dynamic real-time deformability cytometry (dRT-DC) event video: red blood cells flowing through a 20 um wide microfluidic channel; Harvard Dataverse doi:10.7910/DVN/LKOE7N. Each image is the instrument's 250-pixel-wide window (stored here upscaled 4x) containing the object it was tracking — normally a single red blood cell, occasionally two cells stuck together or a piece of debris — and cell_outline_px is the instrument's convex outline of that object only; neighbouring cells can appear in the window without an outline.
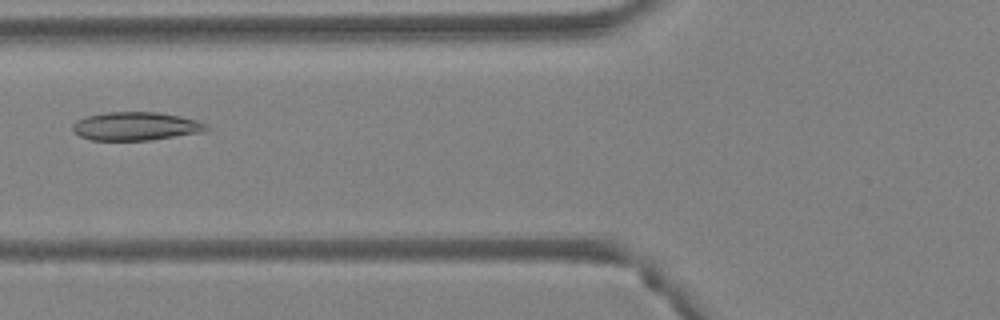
{"species": "Egyptian fruit bat (a non-hibernating species)", "species_latin": "Rousettus aegyptiacus", "temperature_condition": "warm", "stored_images_in_passage": 45, "camera_frame_rate_fps": 3000, "um_per_image_px": 0.085, "animal": {"sex": "female"}, "frame": {"image": 1, "passage_image": 16, "time_ms": 5.0, "image_size_px": [1000, 320], "cell_outline_px": [[212, 128], [204, 132], [152, 140], [92, 140], [80, 136], [72, 128], [72, 124], [76, 120], [84, 116], [108, 112], [156, 112], [180, 116], [196, 120], [208, 124]], "centroid_in_image_um": [11.58, 10.73], "position_along_channel_um": 114.2, "area_um2": 22.31}}
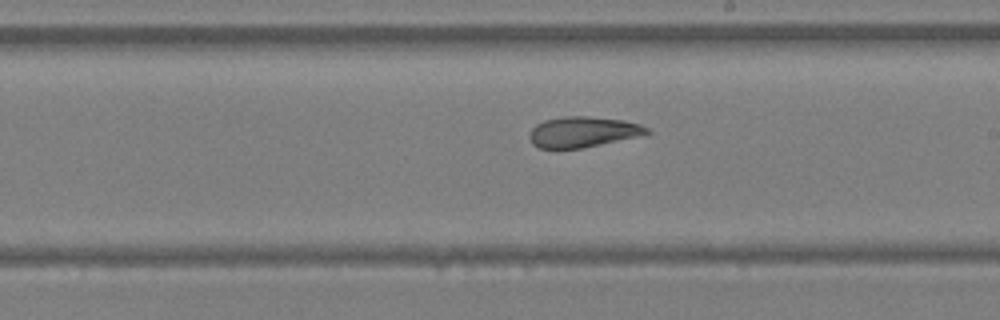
{"frame": {"image": 2, "passage_image": 25, "time_ms": 8.0, "image_size_px": [1000, 320], "cell_outline_px": [[652, 132], [648, 136], [580, 148], [540, 148], [532, 144], [528, 136], [532, 128], [536, 124], [544, 120], [560, 116], [588, 116], [624, 120], [640, 124], [648, 128]], "centroid_in_image_um": [49.62, 11.21], "position_along_channel_um": 239.4, "area_um2": 21.44}}
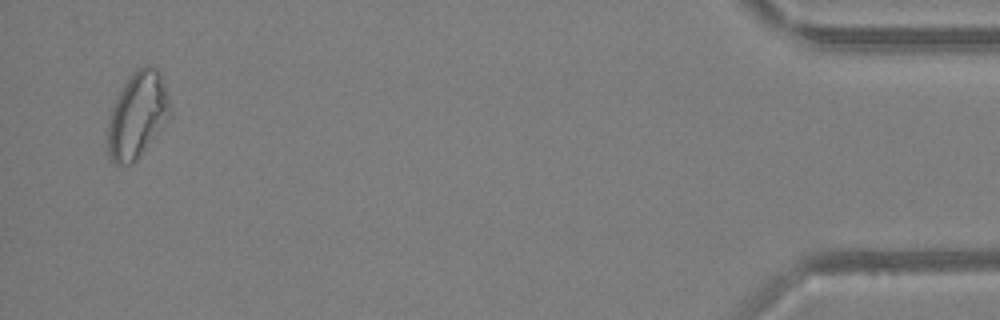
{"frame": {"image": 3, "passage_image": 44, "time_ms": 14.333, "image_size_px": [1000, 320], "cell_outline_px": [[172, 116], [136, 160], [132, 164], [116, 164], [112, 160], [108, 152], [108, 120], [112, 108], [128, 76], [136, 68], [144, 64], [148, 64], [156, 68], [160, 72], [168, 96], [172, 112]], "centroid_in_image_um": [11.71, 9.75], "position_along_channel_um": 423.5, "area_um2": 31.27}, "authors_computed_cell_mechanics": {"area_um2": 25.0852, "velocity_mm_per_s": 4.1898, "shape_relaxation_time_tau1_ms": null, "shape_relaxation_time_tau2_ms": 2.6802, "deformation_change_tau1": null, "deformation_change_tau2": 0.0849}}